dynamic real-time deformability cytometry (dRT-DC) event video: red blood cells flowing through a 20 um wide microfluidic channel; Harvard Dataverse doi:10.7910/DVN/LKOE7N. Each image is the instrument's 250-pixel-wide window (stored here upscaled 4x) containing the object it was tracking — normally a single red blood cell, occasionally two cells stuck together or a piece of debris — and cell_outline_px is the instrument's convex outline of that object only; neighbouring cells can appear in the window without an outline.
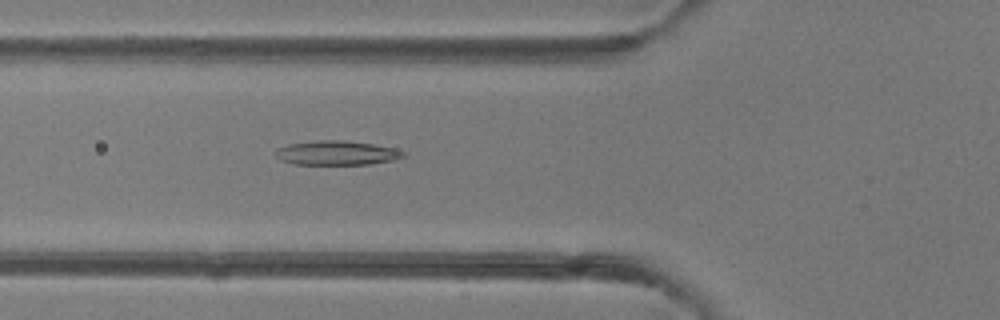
{"species": "common noctule bat (a hibernating species)", "species_latin": "Nyctalus noctula", "temperature_condition": "room temperature", "stored_images_in_passage": 49, "camera_frame_rate_fps": 3000, "um_per_image_px": 0.085, "animal": {"sex": "female"}, "frame": {"image": 1, "passage_image": 18, "time_ms": 5.667, "image_size_px": [1000, 320], "cell_outline_px": [[404, 156], [392, 160], [368, 164], [296, 164], [280, 160], [272, 152], [276, 148], [288, 144], [320, 140], [344, 140], [372, 144], [396, 148], [404, 152]], "centroid_in_image_um": [28.56, 12.99], "position_along_channel_um": 97.2, "area_um2": 18.03}}
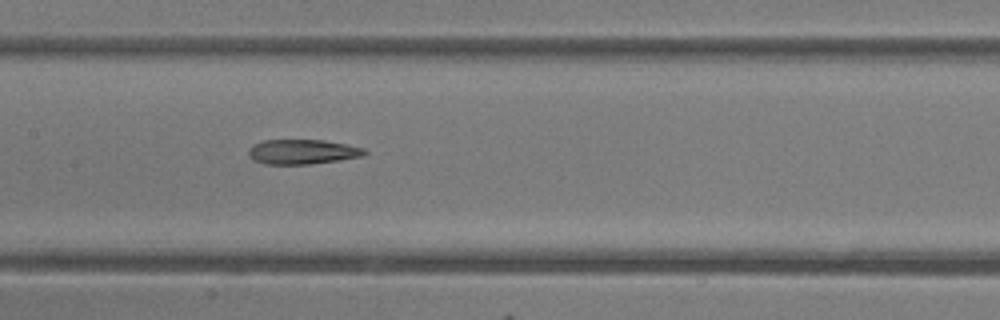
{"frame": {"image": 2, "passage_image": 24, "time_ms": 7.667, "image_size_px": [1000, 320], "cell_outline_px": [[368, 152], [364, 156], [340, 160], [312, 164], [264, 164], [252, 160], [248, 156], [248, 148], [252, 144], [264, 140], [324, 140], [348, 144], [364, 148]], "centroid_in_image_um": [25.7, 12.9], "position_along_channel_um": 181.7, "area_um2": 17.05}}
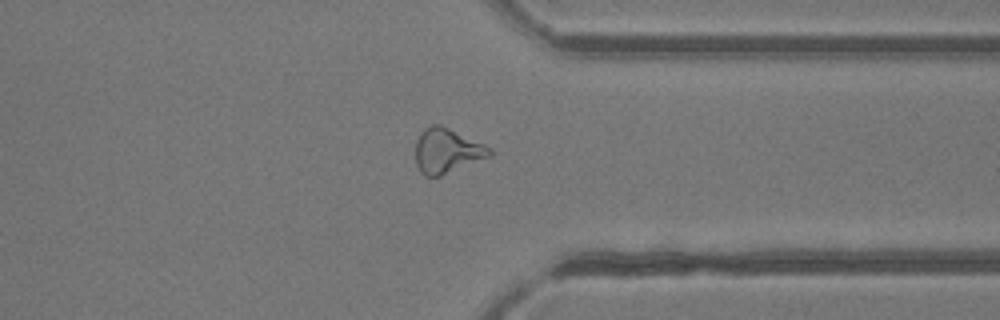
{"frame": {"image": 3, "passage_image": 38, "time_ms": 12.333, "image_size_px": [1000, 320], "cell_outline_px": [[492, 156], [440, 176], [424, 176], [420, 172], [416, 164], [416, 140], [424, 128], [432, 124], [440, 124], [484, 144], [492, 148]], "centroid_in_image_um": [37.99, 12.82], "position_along_channel_um": 373.4, "area_um2": 19.36}}